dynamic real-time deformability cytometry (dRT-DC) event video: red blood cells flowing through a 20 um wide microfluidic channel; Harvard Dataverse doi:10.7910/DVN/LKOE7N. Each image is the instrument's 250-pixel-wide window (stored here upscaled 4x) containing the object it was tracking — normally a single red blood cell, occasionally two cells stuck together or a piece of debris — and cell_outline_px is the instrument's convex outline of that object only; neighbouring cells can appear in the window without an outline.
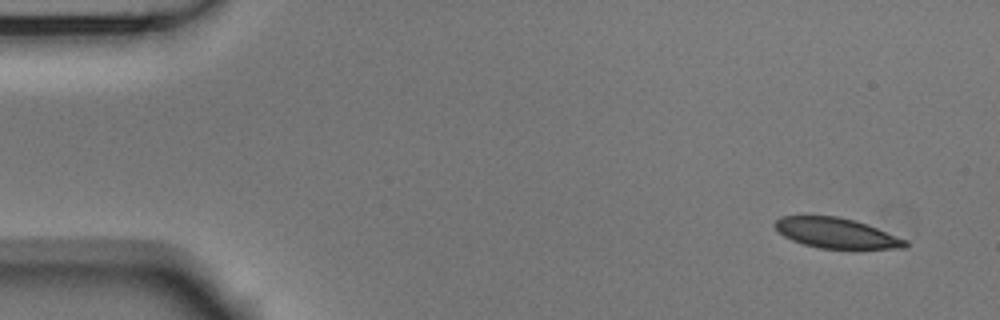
{"species": "Egyptian fruit bat (a non-hibernating species)", "species_latin": "Rousettus aegyptiacus", "temperature_condition": "room temperature", "stored_images_in_passage": 5, "camera_frame_rate_fps": 3000, "um_per_image_px": 0.085, "animal": {"sex": "male"}, "frame": {"image": 1, "passage_image": 1, "time_ms": 0.0, "image_size_px": [1000, 320], "cell_outline_px": [[908, 244], [904, 248], [852, 252], [820, 248], [804, 244], [792, 240], [784, 236], [772, 224], [780, 216], [836, 216], [856, 220], [868, 224], [908, 240]], "centroid_in_image_um": [71.19, 19.87], "position_along_channel_um": 13.8, "area_um2": 24.04}}
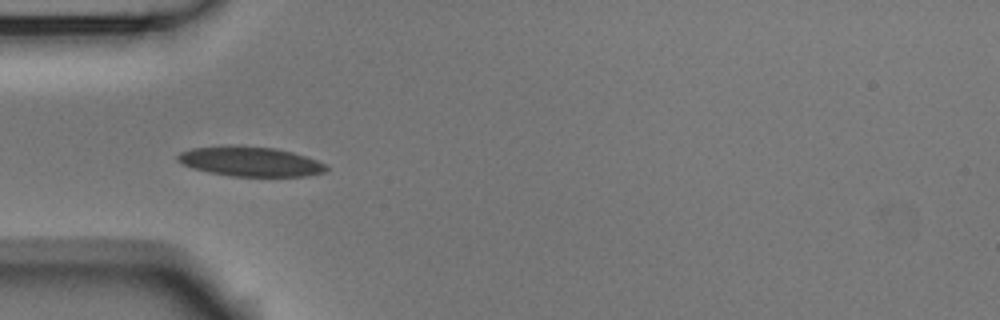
{"frame": {"image": 2, "passage_image": 4, "time_ms": 1.0, "image_size_px": [1000, 320], "cell_outline_px": [[328, 168], [324, 172], [308, 176], [232, 176], [208, 172], [192, 168], [176, 160], [176, 156], [180, 152], [192, 148], [224, 144], [240, 144], [276, 148], [292, 152], [316, 160], [324, 164]], "centroid_in_image_um": [21.22, 13.7], "position_along_channel_um": 63.8, "area_um2": 26.07}}
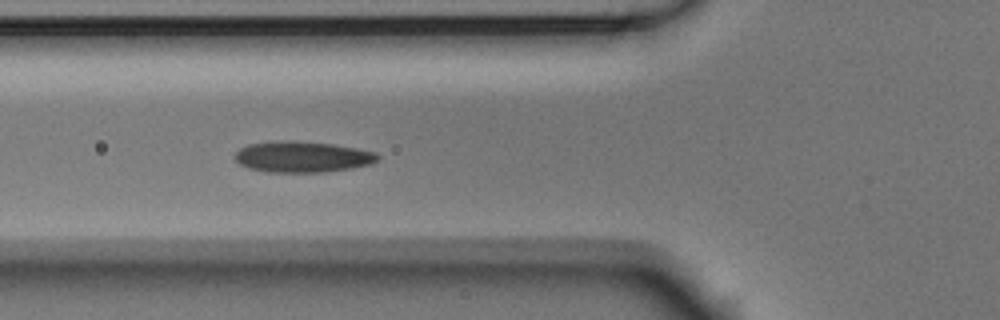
{"frame": {"image": 3, "passage_image": 5, "time_ms": 1.333, "image_size_px": [1000, 320], "cell_outline_px": [[380, 156], [372, 164], [352, 168], [324, 172], [268, 172], [248, 168], [240, 164], [236, 160], [236, 152], [240, 148], [248, 144], [332, 144], [356, 148], [376, 152]], "centroid_in_image_um": [25.77, 13.39], "position_along_channel_um": 100.0, "area_um2": 24.45}}